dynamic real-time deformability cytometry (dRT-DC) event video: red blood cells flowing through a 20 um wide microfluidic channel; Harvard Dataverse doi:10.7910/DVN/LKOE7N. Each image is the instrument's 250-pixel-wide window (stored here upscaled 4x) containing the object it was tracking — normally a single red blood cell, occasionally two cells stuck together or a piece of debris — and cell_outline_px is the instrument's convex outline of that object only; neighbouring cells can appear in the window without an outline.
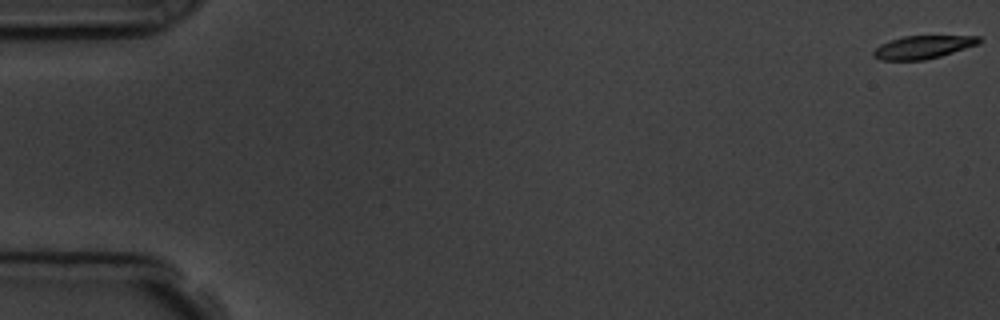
{"species": "common noctule bat (a hibernating species)", "species_latin": "Nyctalus noctula", "temperature_condition": "room temperature", "stored_images_in_passage": 9, "camera_frame_rate_fps": 3000, "um_per_image_px": 0.085, "animal": {"sex": "male", "body_mass_g": 19.5, "forearm_length_mm": 54.6}, "frame": {"image": 1, "passage_image": 1, "time_ms": 0.0, "image_size_px": [1000, 320], "cell_outline_px": [[984, 40], [980, 44], [940, 56], [924, 60], [880, 60], [872, 56], [872, 52], [880, 44], [904, 36], [980, 36]], "centroid_in_image_um": [78.48, 4.0], "position_along_channel_um": 6.5, "area_um2": 14.22}}
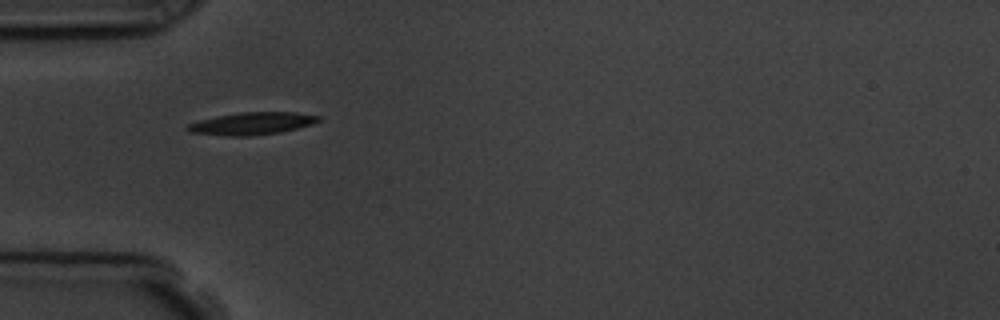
{"frame": {"image": 2, "passage_image": 6, "time_ms": 5.667, "image_size_px": [1000, 320], "cell_outline_px": [[320, 120], [312, 124], [280, 132], [248, 136], [228, 136], [192, 132], [184, 128], [188, 124], [200, 120], [216, 116], [240, 112], [296, 112], [320, 116]], "centroid_in_image_um": [21.41, 10.49], "position_along_channel_um": 63.6, "area_um2": 16.94}}
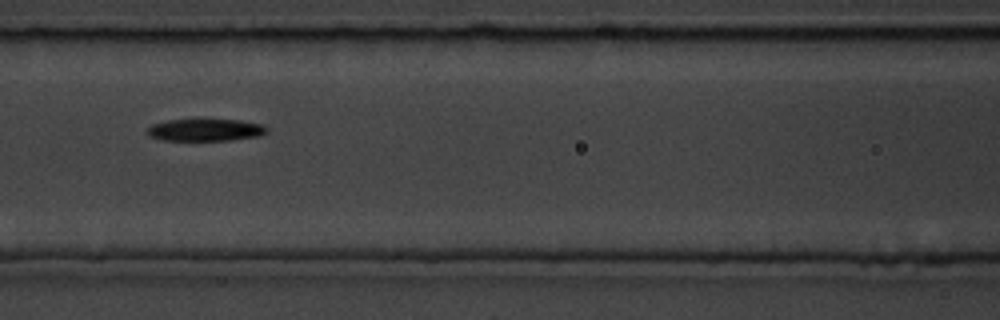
{"frame": {"image": 3, "passage_image": 8, "time_ms": 8.0, "image_size_px": [1000, 320], "cell_outline_px": [[268, 132], [260, 136], [232, 140], [160, 140], [152, 136], [148, 132], [148, 128], [152, 124], [168, 120], [240, 120], [260, 124], [268, 128]], "centroid_in_image_um": [17.5, 11.05], "position_along_channel_um": 149.1, "area_um2": 15.26}}